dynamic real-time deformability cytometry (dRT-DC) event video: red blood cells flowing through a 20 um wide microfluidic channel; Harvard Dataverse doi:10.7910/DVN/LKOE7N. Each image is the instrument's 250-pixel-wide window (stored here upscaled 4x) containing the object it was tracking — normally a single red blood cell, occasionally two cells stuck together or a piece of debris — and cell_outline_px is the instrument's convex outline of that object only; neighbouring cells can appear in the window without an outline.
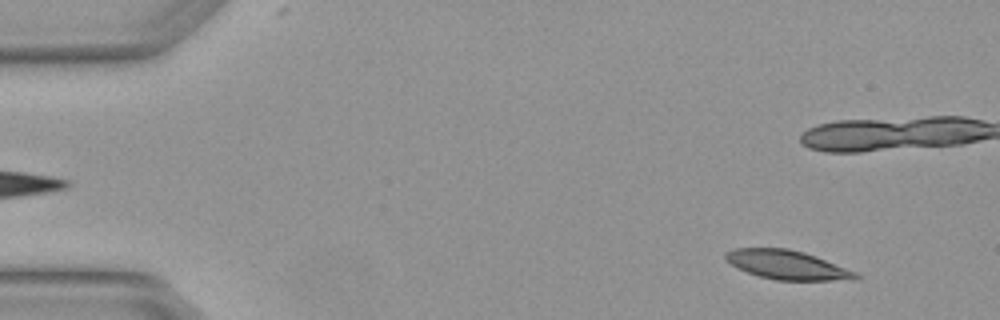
{"species": "Egyptian fruit bat (a non-hibernating species)", "species_latin": "Rousettus aegyptiacus", "temperature_condition": "warm", "stored_images_in_passage": 4, "camera_frame_rate_fps": 3000, "um_per_image_px": 0.085, "animal": {"sex": "female"}, "frame": {"image": 1, "passage_image": 1, "time_ms": 0.0, "image_size_px": [1000, 320], "cell_outline_px": [[864, 276], [852, 280], [776, 280], [760, 276], [748, 272], [732, 264], [724, 256], [724, 252], [736, 248], [788, 248], [804, 252], [816, 256], [856, 272]], "centroid_in_image_um": [66.95, 22.51], "position_along_channel_um": 18.0, "area_um2": 21.85}}